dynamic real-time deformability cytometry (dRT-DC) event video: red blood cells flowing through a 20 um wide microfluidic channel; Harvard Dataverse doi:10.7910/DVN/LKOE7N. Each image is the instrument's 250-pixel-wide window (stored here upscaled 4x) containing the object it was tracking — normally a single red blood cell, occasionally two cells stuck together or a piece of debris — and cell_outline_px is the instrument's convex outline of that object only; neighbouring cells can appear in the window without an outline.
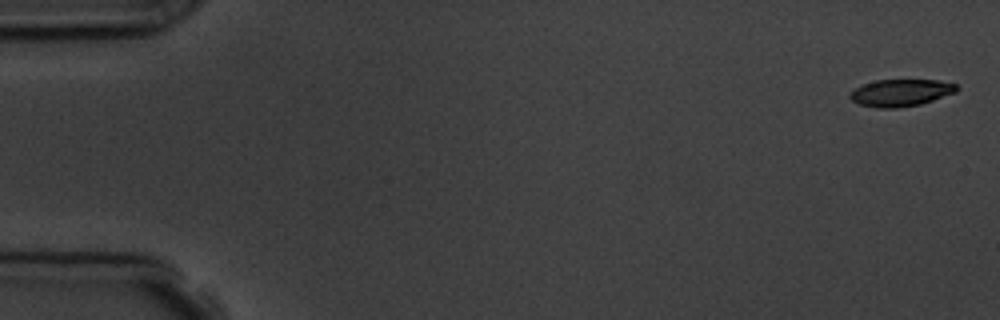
{"species": "common noctule bat (a hibernating species)", "species_latin": "Nyctalus noctula", "temperature_condition": "room temperature", "stored_images_in_passage": 5, "camera_frame_rate_fps": 3000, "um_per_image_px": 0.085, "animal": {"sex": "male", "body_mass_g": 19.5, "forearm_length_mm": 54.6}, "frame": {"image": 1, "passage_image": 1, "time_ms": 0.0, "image_size_px": [1000, 320], "cell_outline_px": [[956, 92], [920, 104], [896, 108], [876, 108], [860, 104], [852, 100], [848, 96], [848, 92], [864, 84], [876, 80], [940, 80], [956, 84]], "centroid_in_image_um": [76.53, 7.88], "position_along_channel_um": 8.5, "area_um2": 16.7}}
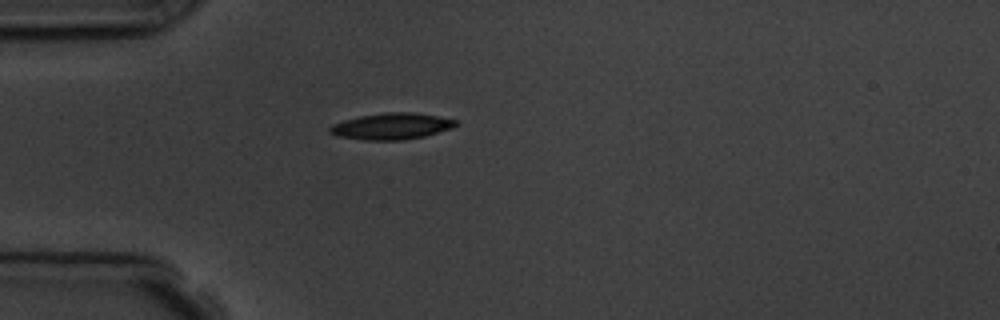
{"frame": {"image": 2, "passage_image": 5, "time_ms": 4.667, "image_size_px": [1000, 320], "cell_outline_px": [[456, 124], [452, 128], [424, 136], [404, 140], [364, 140], [336, 136], [328, 132], [328, 128], [332, 124], [344, 120], [360, 116], [384, 112], [412, 112], [436, 116], [456, 120]], "centroid_in_image_um": [33.22, 10.73], "position_along_channel_um": 51.8, "area_um2": 19.31}}